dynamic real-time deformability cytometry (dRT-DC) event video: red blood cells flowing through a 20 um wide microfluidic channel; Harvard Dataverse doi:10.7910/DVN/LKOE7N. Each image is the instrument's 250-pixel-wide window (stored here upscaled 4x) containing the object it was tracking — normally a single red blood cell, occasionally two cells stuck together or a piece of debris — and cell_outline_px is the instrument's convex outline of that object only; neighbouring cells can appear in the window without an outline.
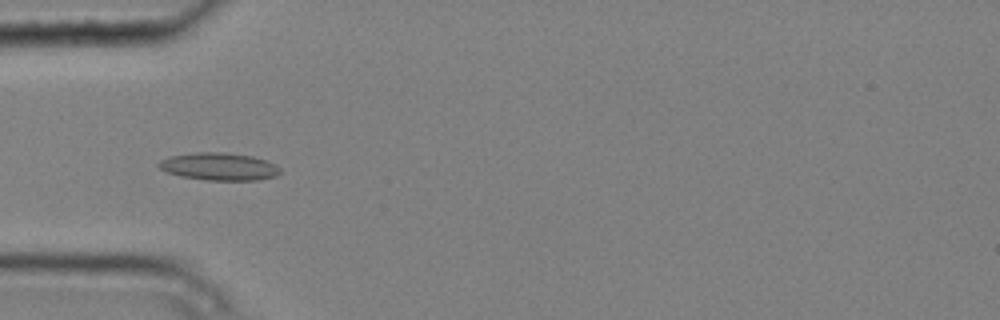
{"species": "common noctule bat (a hibernating species)", "species_latin": "Nyctalus noctula", "temperature_condition": "cold", "stored_images_in_passage": 8, "camera_frame_rate_fps": 3000, "um_per_image_px": 0.085, "animal": {"sex": "male", "body_mass_g": 20.4}, "frame": {"image": 1, "passage_image": 4, "time_ms": 1.0, "image_size_px": [1000, 320], "cell_outline_px": [[280, 172], [276, 176], [256, 180], [208, 180], [180, 176], [168, 172], [160, 168], [156, 164], [160, 160], [172, 156], [196, 152], [224, 152], [252, 156], [268, 160], [276, 164], [280, 168]], "centroid_in_image_um": [18.65, 14.15], "position_along_channel_um": 66.3, "area_um2": 19.48}}
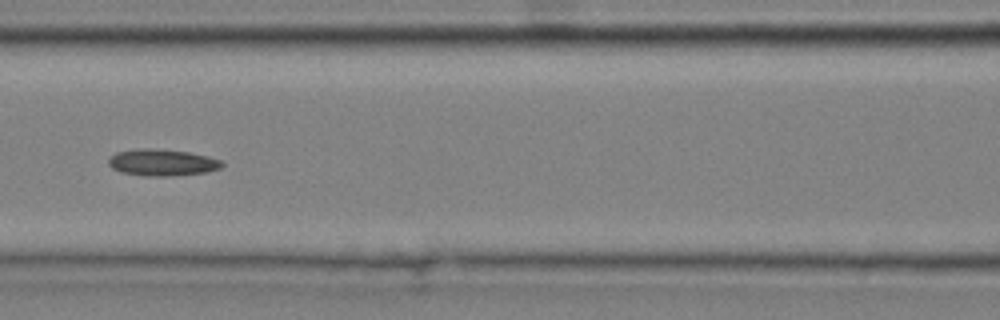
{"frame": {"image": 2, "passage_image": 6, "time_ms": 1.667, "image_size_px": [1000, 320], "cell_outline_px": [[224, 164], [220, 168], [204, 172], [168, 176], [148, 176], [120, 172], [112, 168], [108, 164], [108, 160], [116, 152], [140, 148], [152, 148], [188, 152], [208, 156], [220, 160]], "centroid_in_image_um": [13.76, 13.81], "position_along_channel_um": 152.8, "area_um2": 17.46}}
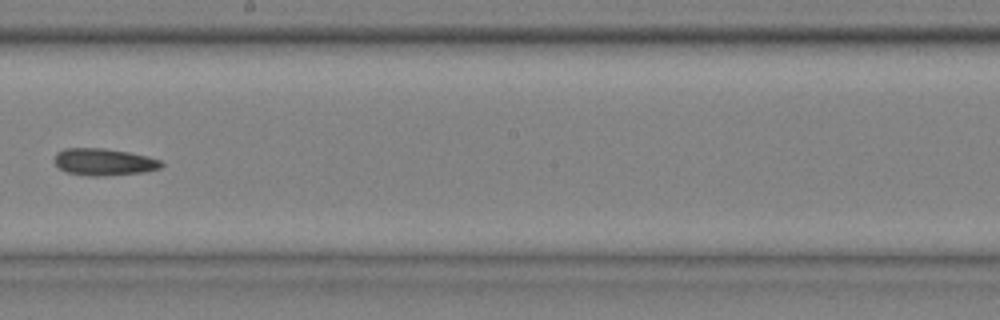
{"frame": {"image": 3, "passage_image": 8, "time_ms": 2.333, "image_size_px": [1000, 320], "cell_outline_px": [[164, 164], [160, 168], [144, 172], [104, 176], [88, 176], [64, 172], [56, 164], [56, 152], [64, 148], [104, 148], [128, 152], [148, 156], [160, 160]], "centroid_in_image_um": [8.83, 13.77], "position_along_channel_um": 239.4, "area_um2": 16.88}}